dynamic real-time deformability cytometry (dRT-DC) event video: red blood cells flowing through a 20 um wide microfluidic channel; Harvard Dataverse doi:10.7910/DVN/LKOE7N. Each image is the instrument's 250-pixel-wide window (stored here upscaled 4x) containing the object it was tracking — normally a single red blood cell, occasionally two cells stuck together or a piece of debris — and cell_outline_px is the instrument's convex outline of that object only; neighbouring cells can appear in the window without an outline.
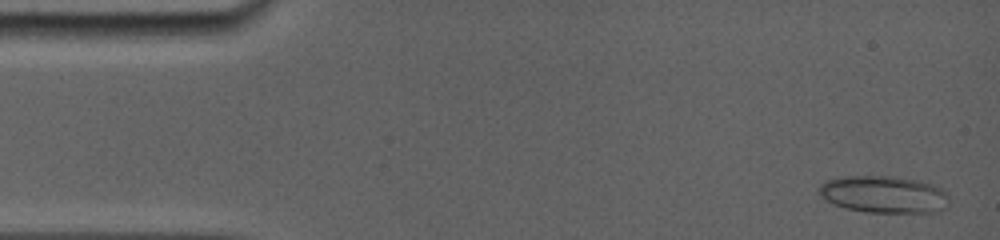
{"species": "common noctule bat (a hibernating species)", "species_latin": "Nyctalus noctula", "temperature_condition": "room temperature", "stored_images_in_passage": 41, "camera_frame_rate_fps": 5000, "um_per_image_px": 0.085, "animal": {"sex": "female", "body_mass_g": 19.0, "forearm_length_mm": 56.7}, "frame": {"image": 1, "passage_image": 1, "time_ms": 0.0, "image_size_px": [1000, 240], "cell_outline_px": [[948, 204], [940, 212], [864, 212], [844, 208], [832, 204], [820, 196], [816, 192], [820, 184], [824, 180], [844, 176], [892, 176], [920, 180], [944, 188], [948, 196]], "centroid_in_image_um": [75.1, 16.52], "position_along_channel_um": 9.9, "area_um2": 28.67}}
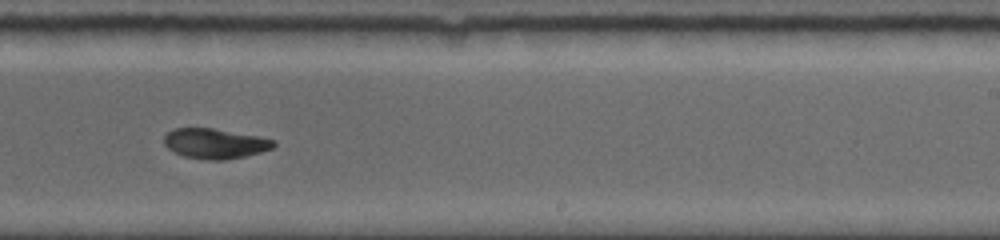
{"frame": {"image": 2, "passage_image": 19, "time_ms": 9.6, "image_size_px": [1000, 240], "cell_outline_px": [[276, 144], [272, 148], [260, 152], [244, 156], [224, 160], [208, 160], [184, 156], [172, 152], [164, 144], [164, 136], [168, 132], [176, 128], [212, 128], [260, 136], [276, 140]], "centroid_in_image_um": [18.28, 12.2], "position_along_channel_um": 270.7, "area_um2": 19.25}}
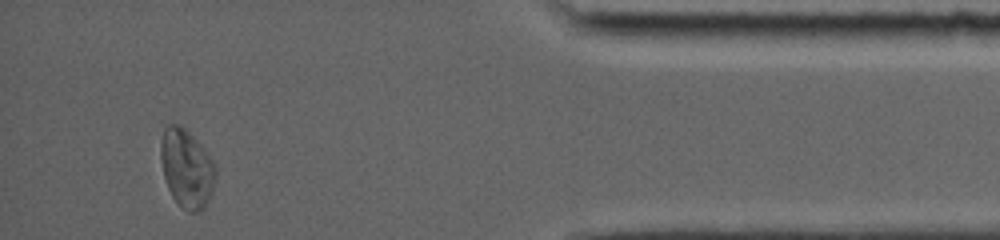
{"frame": {"image": 3, "passage_image": 38, "time_ms": 14.4, "image_size_px": [1000, 240], "cell_outline_px": [[216, 176], [212, 192], [208, 200], [200, 212], [188, 212], [172, 196], [168, 188], [164, 176], [160, 160], [160, 140], [164, 128], [168, 124], [180, 124], [200, 144], [216, 164]], "centroid_in_image_um": [15.86, 14.29], "position_along_channel_um": 419.3, "area_um2": 25.09}, "authors_computed_cell_mechanics": {"area_um2": 21.0392, "velocity_mm_per_s": 3.8757, "shape_relaxation_time_tau1_ms": 3.3031, "shape_relaxation_time_tau2_ms": 3.9677, "deformation_change_tau1": 0.1495, "deformation_change_tau2": 0.0766}}